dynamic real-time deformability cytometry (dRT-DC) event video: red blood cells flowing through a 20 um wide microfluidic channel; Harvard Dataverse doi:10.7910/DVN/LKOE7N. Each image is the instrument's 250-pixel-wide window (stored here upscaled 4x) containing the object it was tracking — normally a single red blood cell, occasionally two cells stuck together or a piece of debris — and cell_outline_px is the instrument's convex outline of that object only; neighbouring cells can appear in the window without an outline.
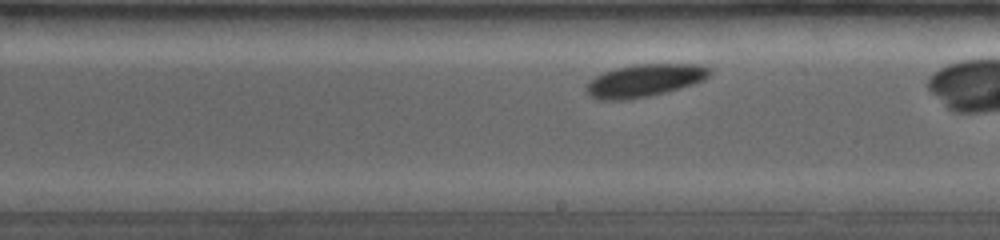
{"species": "common noctule bat (a hibernating species)", "species_latin": "Nyctalus noctula", "temperature_condition": "room temperature", "stored_images_in_passage": 57, "camera_frame_rate_fps": 4000, "um_per_image_px": 0.085, "animal": {"sex": "female", "body_mass_g": 19.0, "forearm_length_mm": 53.3}, "frame": {"image": 1, "passage_image": 32, "time_ms": 4.25, "image_size_px": [1000, 240], "cell_outline_px": [[712, 72], [704, 80], [680, 88], [648, 96], [628, 100], [596, 100], [588, 96], [584, 88], [584, 84], [588, 80], [604, 72], [616, 68], [636, 64], [700, 64], [712, 68]], "centroid_in_image_um": [54.73, 6.85], "position_along_channel_um": 234.3, "area_um2": 23.76}}